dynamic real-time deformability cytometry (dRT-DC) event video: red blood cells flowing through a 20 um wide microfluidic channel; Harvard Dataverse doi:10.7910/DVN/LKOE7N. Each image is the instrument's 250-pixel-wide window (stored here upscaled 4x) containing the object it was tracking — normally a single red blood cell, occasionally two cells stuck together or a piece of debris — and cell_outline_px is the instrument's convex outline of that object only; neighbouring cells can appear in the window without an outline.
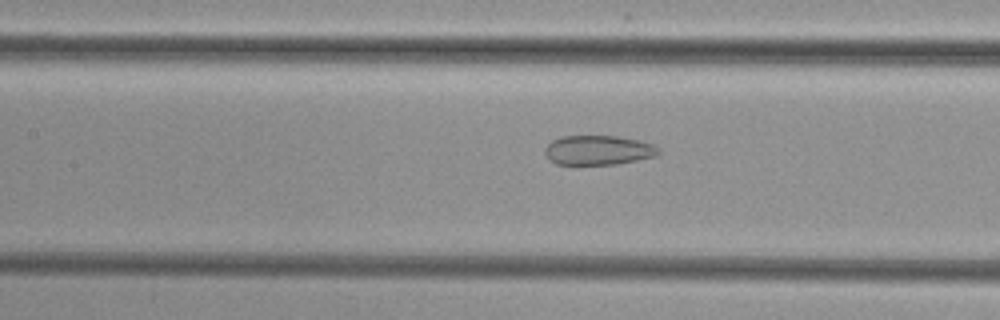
{"species": "common noctule bat (a hibernating species)", "species_latin": "Nyctalus noctula", "temperature_condition": "cold", "stored_images_in_passage": 36, "camera_frame_rate_fps": 3000, "um_per_image_px": 0.085, "animal": {"sex": "female", "body_mass_g": 29.2, "forearm_length_mm": 56.3}, "frame": {"image": 1, "passage_image": 15, "time_ms": 4.667, "image_size_px": [1000, 320], "cell_outline_px": [[660, 152], [656, 156], [616, 164], [556, 164], [548, 160], [544, 152], [544, 148], [552, 140], [560, 136], [616, 136], [636, 140], [652, 144], [660, 148]], "centroid_in_image_um": [50.81, 12.76], "position_along_channel_um": 156.6, "area_um2": 19.54}}
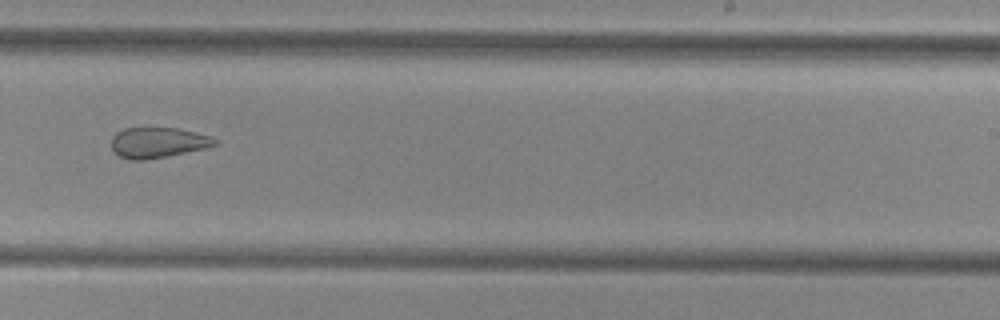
{"frame": {"image": 2, "passage_image": 24, "time_ms": 7.667, "image_size_px": [1000, 320], "cell_outline_px": [[220, 144], [204, 148], [168, 156], [144, 160], [128, 160], [120, 156], [112, 148], [112, 136], [116, 132], [124, 128], [180, 128], [212, 136], [220, 140]], "centroid_in_image_um": [13.47, 12.11], "position_along_channel_um": 275.5, "area_um2": 18.55}}
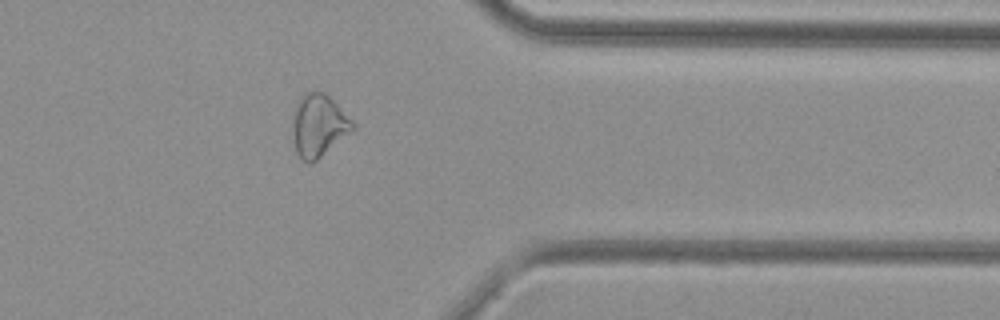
{"frame": {"image": 3, "passage_image": 33, "time_ms": 10.667, "image_size_px": [1000, 320], "cell_outline_px": [[356, 128], [312, 164], [308, 164], [300, 160], [296, 152], [292, 136], [292, 112], [300, 96], [304, 92], [316, 88], [324, 92], [356, 124]], "centroid_in_image_um": [27.04, 10.66], "position_along_channel_um": 384.4, "area_um2": 22.48}}